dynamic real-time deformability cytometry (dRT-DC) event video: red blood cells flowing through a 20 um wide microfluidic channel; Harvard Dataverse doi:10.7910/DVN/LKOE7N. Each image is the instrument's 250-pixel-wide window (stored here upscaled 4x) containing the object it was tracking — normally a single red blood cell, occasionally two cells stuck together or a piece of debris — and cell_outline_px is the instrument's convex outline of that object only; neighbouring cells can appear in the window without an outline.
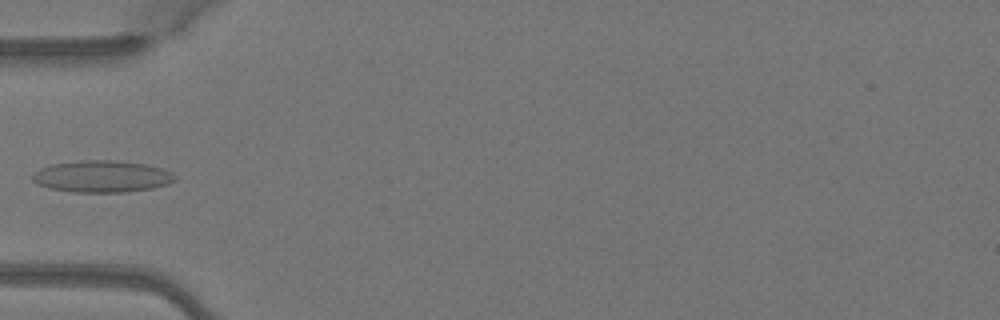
{"species": "Egyptian fruit bat (a non-hibernating species)", "species_latin": "Rousettus aegyptiacus", "temperature_condition": "warm", "stored_images_in_passage": 6, "camera_frame_rate_fps": 3000, "um_per_image_px": 0.085, "animal": {"sex": "female"}, "frame": {"image": 1, "passage_image": 4, "time_ms": 1.0, "image_size_px": [1000, 320], "cell_outline_px": [[176, 180], [168, 184], [152, 188], [124, 192], [72, 192], [48, 188], [36, 184], [32, 180], [32, 176], [40, 168], [52, 164], [80, 160], [116, 160], [144, 164], [164, 168], [172, 172], [176, 176]], "centroid_in_image_um": [8.67, 14.99], "position_along_channel_um": 76.3, "area_um2": 26.59}}
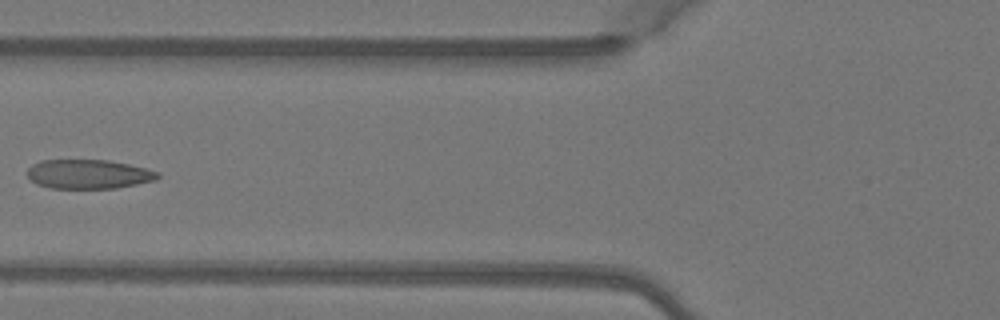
{"frame": {"image": 2, "passage_image": 5, "time_ms": 1.333, "image_size_px": [1000, 320], "cell_outline_px": [[160, 176], [156, 180], [116, 188], [48, 188], [36, 184], [28, 176], [28, 168], [32, 164], [40, 160], [108, 160], [128, 164], [160, 172]], "centroid_in_image_um": [7.52, 14.8], "position_along_channel_um": 118.3, "area_um2": 22.2}}
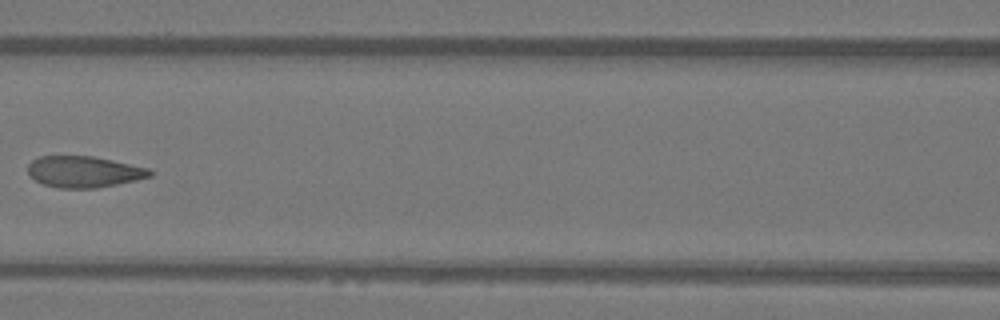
{"frame": {"image": 3, "passage_image": 6, "time_ms": 1.667, "image_size_px": [1000, 320], "cell_outline_px": [[152, 176], [136, 180], [96, 188], [60, 188], [44, 184], [36, 180], [28, 172], [28, 164], [32, 160], [40, 156], [92, 156], [112, 160], [148, 168], [152, 172]], "centroid_in_image_um": [7.13, 14.59], "position_along_channel_um": 159.5, "area_um2": 22.02}}